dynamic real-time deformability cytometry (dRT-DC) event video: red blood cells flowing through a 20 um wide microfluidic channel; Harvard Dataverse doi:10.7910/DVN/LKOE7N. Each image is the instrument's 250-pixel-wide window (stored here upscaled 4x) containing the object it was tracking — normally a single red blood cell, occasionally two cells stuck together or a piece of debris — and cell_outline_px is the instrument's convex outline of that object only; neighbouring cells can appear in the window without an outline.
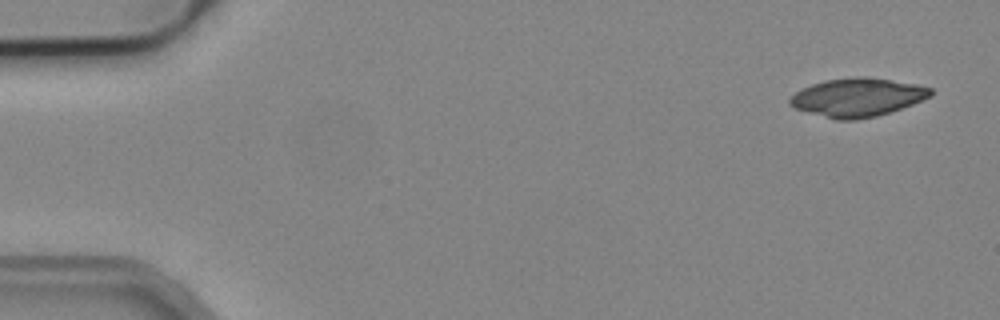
{"species": "common noctule bat (a hibernating species)", "species_latin": "Nyctalus noctula", "temperature_condition": "cold", "stored_images_in_passage": 6, "camera_frame_rate_fps": 3000, "um_per_image_px": 0.085, "animal": {"sex": "male", "body_mass_g": 19.2, "forearm_length_mm": 51.8}, "frame": {"image": 1, "passage_image": 1, "time_ms": 0.0, "image_size_px": [1000, 320], "cell_outline_px": [[932, 96], [912, 104], [876, 116], [856, 120], [836, 120], [792, 108], [788, 104], [788, 100], [796, 92], [812, 84], [824, 80], [856, 76], [868, 76], [916, 84], [932, 88]], "centroid_in_image_um": [72.86, 8.27], "position_along_channel_um": 12.1, "area_um2": 31.62}}